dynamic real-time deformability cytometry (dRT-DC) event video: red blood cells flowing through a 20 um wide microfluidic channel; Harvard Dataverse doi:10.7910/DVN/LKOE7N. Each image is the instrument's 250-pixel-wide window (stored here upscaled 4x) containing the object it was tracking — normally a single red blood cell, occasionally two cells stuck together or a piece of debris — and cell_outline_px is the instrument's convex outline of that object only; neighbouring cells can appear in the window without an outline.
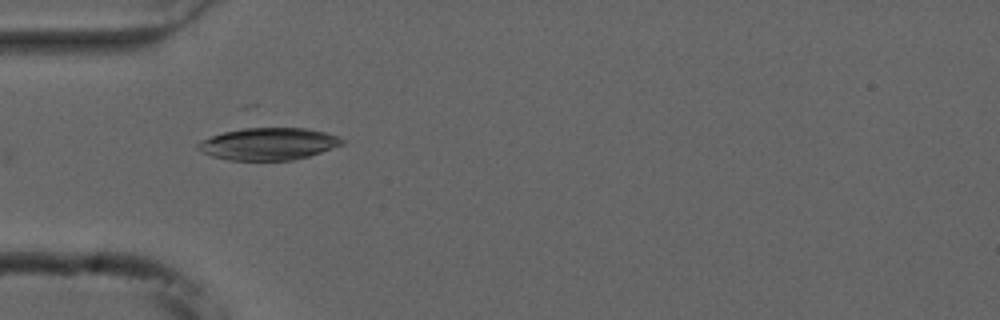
{"species": "common noctule bat (a hibernating species)", "species_latin": "Nyctalus noctula", "temperature_condition": "cold", "stored_images_in_passage": 23, "camera_frame_rate_fps": 3000, "um_per_image_px": 0.085, "animal": {"sex": "male", "forearm_length_mm": 52.5}, "frame": {"image": 1, "passage_image": 1, "time_ms": 0.0, "image_size_px": [1000, 320], "cell_outline_px": [[348, 140], [344, 144], [308, 156], [292, 160], [228, 160], [212, 156], [196, 148], [196, 144], [212, 136], [224, 132], [244, 128], [308, 128], [324, 132]], "centroid_in_image_um": [22.85, 12.23], "position_along_channel_um": 62.1, "area_um2": 26.82}}